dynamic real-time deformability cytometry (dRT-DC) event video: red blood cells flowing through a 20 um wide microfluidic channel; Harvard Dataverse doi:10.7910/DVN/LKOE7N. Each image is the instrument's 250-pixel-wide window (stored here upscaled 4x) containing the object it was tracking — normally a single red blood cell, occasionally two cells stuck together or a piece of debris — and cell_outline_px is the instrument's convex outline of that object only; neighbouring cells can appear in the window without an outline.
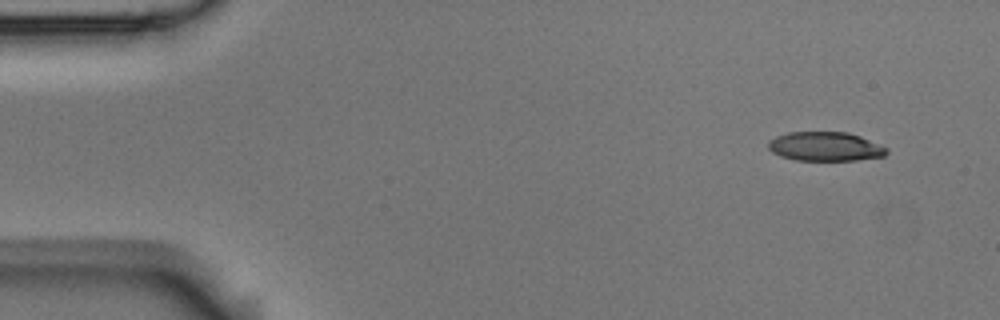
{"species": "Egyptian fruit bat (a non-hibernating species)", "species_latin": "Rousettus aegyptiacus", "temperature_condition": "room temperature", "stored_images_in_passage": 4, "camera_frame_rate_fps": 3000, "um_per_image_px": 0.085, "animal": {"sex": "male"}, "frame": {"image": 1, "passage_image": 1, "time_ms": 0.0, "image_size_px": [1000, 320], "cell_outline_px": [[888, 152], [884, 156], [856, 160], [796, 160], [780, 156], [772, 152], [768, 148], [768, 140], [776, 136], [788, 132], [848, 132], [860, 136], [880, 144], [888, 148]], "centroid_in_image_um": [70.14, 12.45], "position_along_channel_um": 14.9, "area_um2": 20.17}}
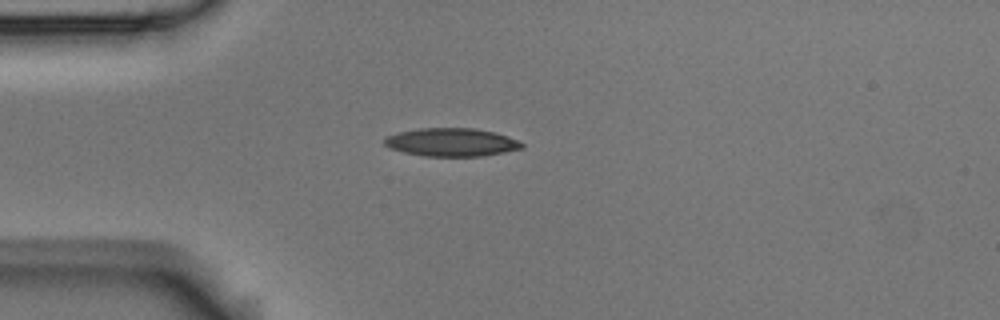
{"frame": {"image": 2, "passage_image": 4, "time_ms": 1.0, "image_size_px": [1000, 320], "cell_outline_px": [[524, 148], [504, 152], [480, 156], [424, 156], [404, 152], [388, 148], [384, 144], [384, 140], [388, 136], [396, 132], [420, 128], [472, 128], [496, 132], [508, 136], [524, 144]], "centroid_in_image_um": [38.36, 12.08], "position_along_channel_um": 46.6, "area_um2": 22.6}}